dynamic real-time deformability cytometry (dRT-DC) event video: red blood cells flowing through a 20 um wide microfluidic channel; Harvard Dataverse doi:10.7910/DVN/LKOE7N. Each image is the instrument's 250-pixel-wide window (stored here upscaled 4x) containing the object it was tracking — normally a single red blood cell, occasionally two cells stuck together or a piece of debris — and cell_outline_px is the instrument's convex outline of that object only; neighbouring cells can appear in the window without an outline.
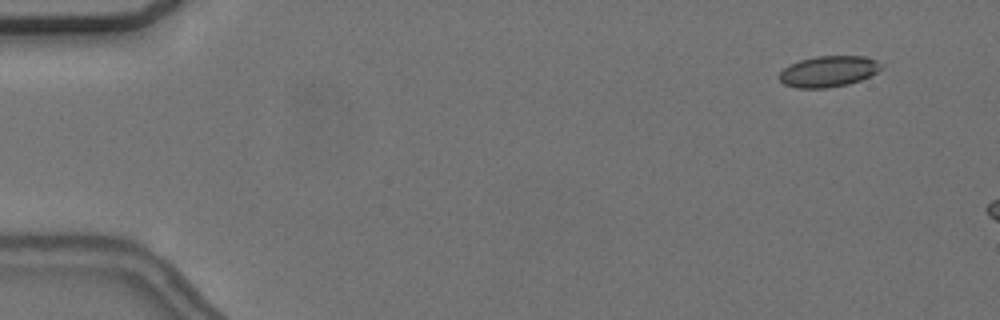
{"species": "common noctule bat (a hibernating species)", "species_latin": "Nyctalus noctula", "temperature_condition": "cold", "stored_images_in_passage": 11, "camera_frame_rate_fps": 3000, "um_per_image_px": 0.085, "animal": {"sex": "female", "body_mass_g": 24.6, "forearm_length_mm": 56.2}, "frame": {"image": 1, "passage_image": 5, "time_ms": 1.333, "image_size_px": [1000, 320], "cell_outline_px": [[880, 68], [876, 72], [860, 80], [848, 84], [824, 88], [796, 88], [784, 84], [780, 80], [780, 72], [784, 68], [800, 60], [816, 56], [864, 56], [876, 60], [880, 64]], "centroid_in_image_um": [70.39, 6.07], "position_along_channel_um": 14.6, "area_um2": 18.09}}